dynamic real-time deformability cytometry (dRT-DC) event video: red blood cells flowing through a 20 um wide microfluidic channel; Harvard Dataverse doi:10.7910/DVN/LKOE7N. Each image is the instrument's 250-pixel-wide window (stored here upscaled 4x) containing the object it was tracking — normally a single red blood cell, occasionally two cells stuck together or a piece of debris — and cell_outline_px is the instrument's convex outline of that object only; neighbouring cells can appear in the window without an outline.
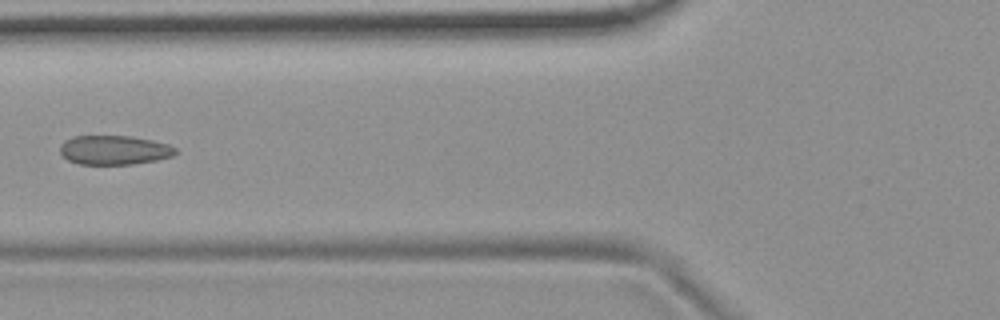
{"species": "common noctule bat (a hibernating species)", "species_latin": "Nyctalus noctula", "temperature_condition": "room temperature", "stored_images_in_passage": 10, "camera_frame_rate_fps": 3000, "um_per_image_px": 0.085, "animal": {"sex": "female", "body_mass_g": 19.9}, "frame": {"image": 1, "passage_image": 6, "time_ms": 1.667, "image_size_px": [1000, 320], "cell_outline_px": [[176, 152], [172, 156], [156, 160], [132, 164], [80, 164], [68, 160], [60, 152], [60, 144], [64, 140], [72, 136], [132, 136], [152, 140], [168, 144], [176, 148]], "centroid_in_image_um": [9.69, 12.74], "position_along_channel_um": 116.1, "area_um2": 19.65}}
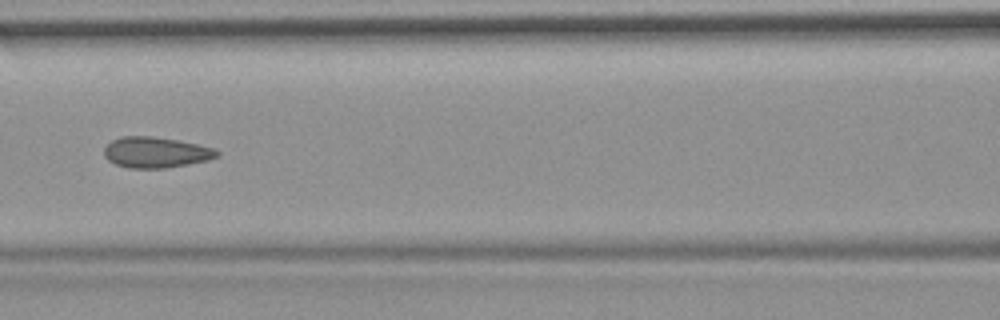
{"frame": {"image": 2, "passage_image": 7, "time_ms": 2.0, "image_size_px": [1000, 320], "cell_outline_px": [[220, 156], [208, 160], [188, 164], [164, 168], [128, 168], [116, 164], [108, 160], [104, 156], [104, 148], [112, 140], [120, 136], [152, 136], [180, 140], [212, 148], [220, 152]], "centroid_in_image_um": [13.24, 12.94], "position_along_channel_um": 153.4, "area_um2": 20.29}}